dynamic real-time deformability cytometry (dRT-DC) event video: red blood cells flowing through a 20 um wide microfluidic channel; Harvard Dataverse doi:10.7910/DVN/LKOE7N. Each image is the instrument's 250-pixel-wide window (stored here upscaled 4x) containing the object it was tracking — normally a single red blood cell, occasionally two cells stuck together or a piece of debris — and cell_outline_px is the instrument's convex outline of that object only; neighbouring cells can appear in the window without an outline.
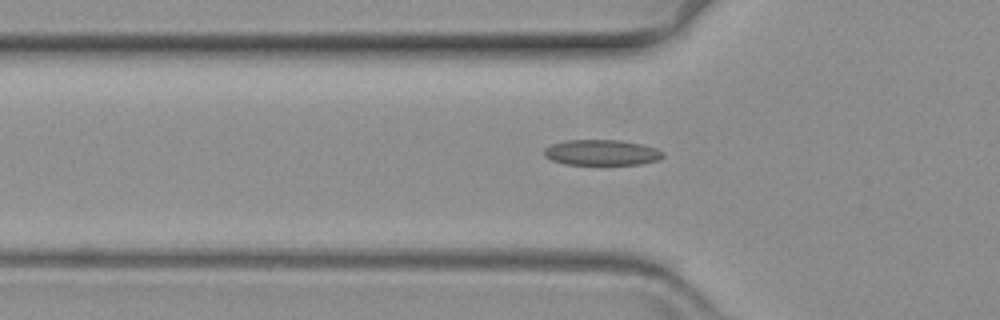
{"species": "common noctule bat (a hibernating species)", "species_latin": "Nyctalus noctula", "temperature_condition": "warm", "stored_images_in_passage": 36, "camera_frame_rate_fps": 3000, "um_per_image_px": 0.085, "animal": {"sex": "female", "body_mass_g": 19.3, "forearm_length_mm": 54.1}, "frame": {"image": 1, "passage_image": 2, "time_ms": 0.333, "image_size_px": [1000, 320], "cell_outline_px": [[664, 156], [660, 160], [640, 164], [564, 164], [552, 160], [544, 156], [544, 148], [552, 144], [564, 140], [620, 140], [644, 144], [656, 148], [664, 152]], "centroid_in_image_um": [51.17, 12.96], "position_along_channel_um": 74.6, "area_um2": 17.86}}
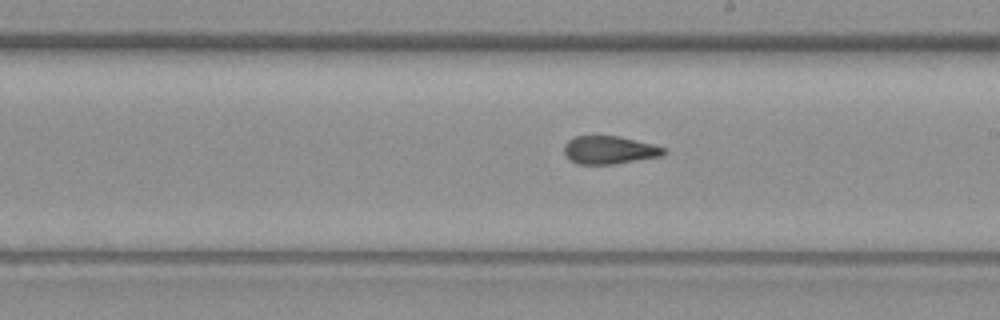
{"frame": {"image": 2, "passage_image": 16, "time_ms": 5.0, "image_size_px": [1000, 320], "cell_outline_px": [[664, 152], [660, 156], [612, 164], [576, 164], [564, 152], [564, 144], [568, 140], [576, 136], [616, 136], [652, 144], [664, 148]], "centroid_in_image_um": [51.74, 12.75], "position_along_channel_um": 237.3, "area_um2": 15.84}}
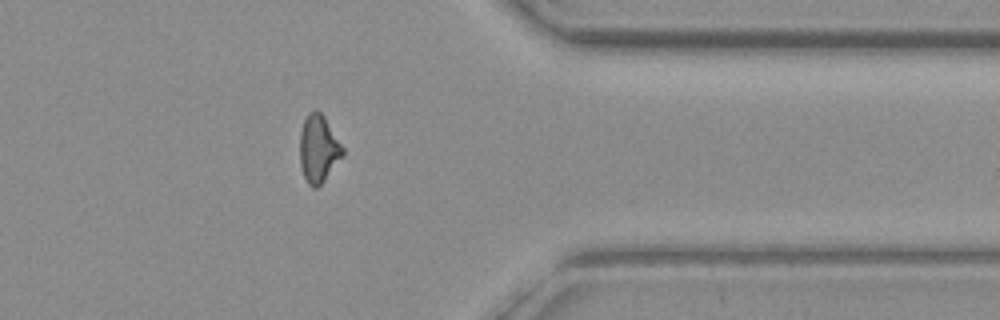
{"frame": {"image": 3, "passage_image": 30, "time_ms": 9.667, "image_size_px": [1000, 320], "cell_outline_px": [[344, 152], [324, 180], [316, 188], [312, 188], [308, 184], [304, 176], [300, 164], [300, 132], [304, 120], [308, 112], [316, 108], [324, 116], [344, 148]], "centroid_in_image_um": [27.05, 12.61], "position_along_channel_um": 384.4, "area_um2": 16.65}}